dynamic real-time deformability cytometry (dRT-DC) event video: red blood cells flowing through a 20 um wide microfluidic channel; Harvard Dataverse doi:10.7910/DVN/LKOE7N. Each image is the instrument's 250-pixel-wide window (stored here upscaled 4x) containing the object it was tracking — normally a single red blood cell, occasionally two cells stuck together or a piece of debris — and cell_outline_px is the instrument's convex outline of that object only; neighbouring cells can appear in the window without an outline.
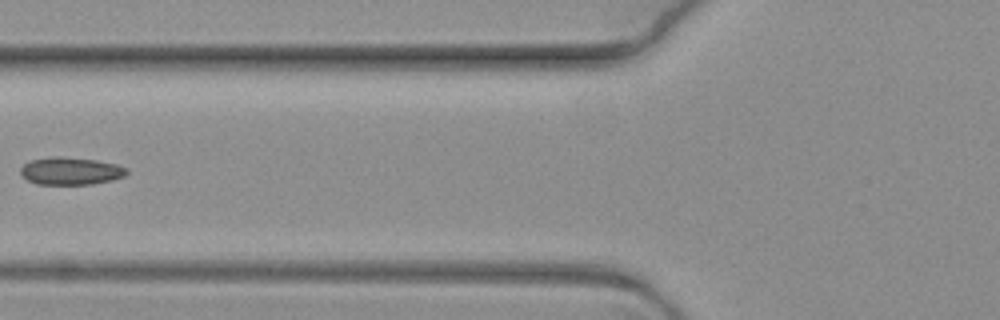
{"species": "common noctule bat (a hibernating species)", "species_latin": "Nyctalus noctula", "temperature_condition": "warm", "stored_images_in_passage": 13, "segment_of_instrument_passage": [2, 2], "camera_frame_rate_fps": 3000, "um_per_image_px": 0.085, "animal": {"sex": "female", "body_mass_g": 19.3, "forearm_length_mm": 54.1}, "frame": {"image": 1, "passage_image": 8, "time_ms": 2.333, "image_size_px": [1000, 320], "cell_outline_px": [[128, 172], [124, 176], [112, 180], [92, 184], [36, 184], [28, 180], [20, 172], [20, 168], [28, 160], [52, 156], [60, 156], [96, 160], [116, 164], [128, 168]], "centroid_in_image_um": [6.0, 14.52], "position_along_channel_um": 119.8, "area_um2": 17.11}}
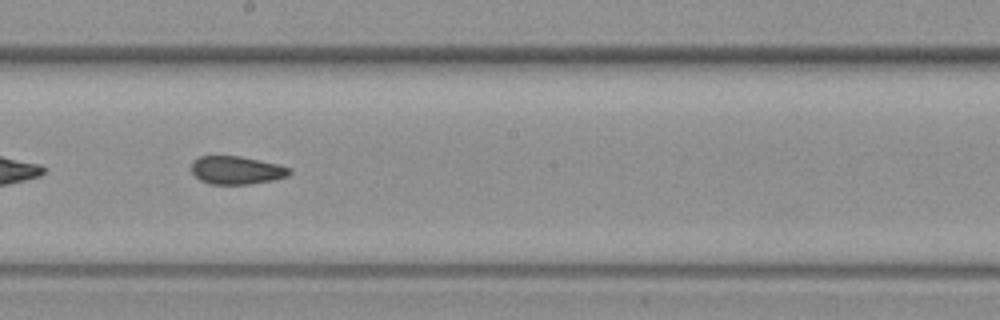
{"frame": {"image": 2, "passage_image": 11, "time_ms": 3.333, "image_size_px": [1000, 320], "cell_outline_px": [[292, 172], [288, 176], [272, 180], [248, 184], [208, 184], [200, 180], [192, 172], [192, 160], [200, 156], [240, 156], [260, 160], [292, 168]], "centroid_in_image_um": [20.1, 14.46], "position_along_channel_um": 228.1, "area_um2": 16.07}}
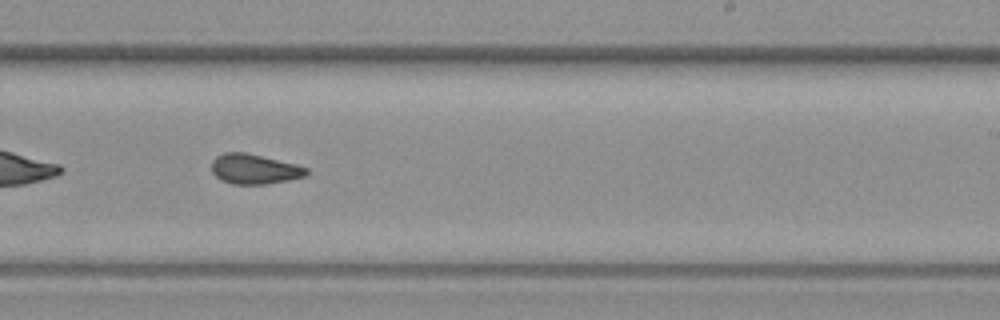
{"frame": {"image": 3, "passage_image": 12, "time_ms": 3.667, "image_size_px": [1000, 320], "cell_outline_px": [[308, 176], [268, 184], [232, 184], [220, 180], [212, 172], [212, 160], [216, 156], [224, 152], [244, 152], [296, 164], [308, 168]], "centroid_in_image_um": [21.62, 14.37], "position_along_channel_um": 267.4, "area_um2": 16.65}}